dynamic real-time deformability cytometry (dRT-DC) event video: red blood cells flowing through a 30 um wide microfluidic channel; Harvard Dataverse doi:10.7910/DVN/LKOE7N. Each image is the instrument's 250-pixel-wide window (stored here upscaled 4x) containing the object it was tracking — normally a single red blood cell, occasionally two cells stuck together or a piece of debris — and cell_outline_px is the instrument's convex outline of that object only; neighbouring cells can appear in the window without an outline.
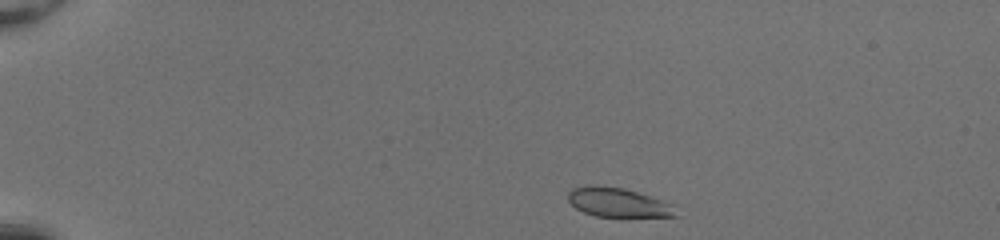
{"species": "common noctule bat (a hibernating species)", "species_latin": "Nyctalus noctula", "temperature_condition": "room temperature", "stored_images_in_passage": 42, "camera_frame_rate_fps": 3000, "um_per_image_px": 0.085, "animal": {"sex": "female", "body_mass_g": 20.0, "forearm_length_mm": 54.0}, "frame": {"image": 1, "passage_image": 1, "time_ms": 0.0, "image_size_px": [1000, 240], "cell_outline_px": [[680, 216], [620, 220], [596, 216], [584, 212], [576, 208], [568, 200], [568, 192], [572, 188], [588, 184], [592, 184], [624, 188], [672, 204]], "centroid_in_image_um": [52.57, 17.27], "position_along_channel_um": 32.4, "area_um2": 19.36}}
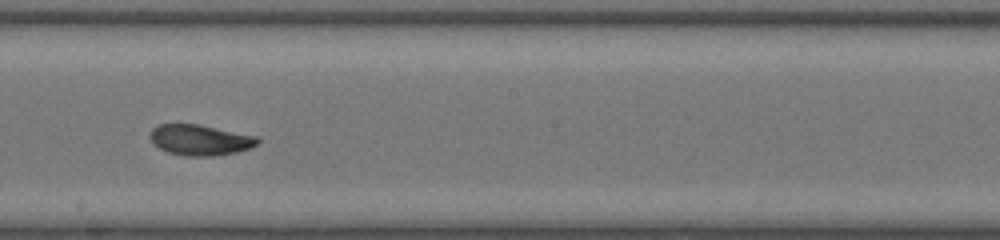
{"frame": {"image": 2, "passage_image": 22, "time_ms": 7.0, "image_size_px": [1000, 240], "cell_outline_px": [[260, 140], [252, 148], [236, 152], [212, 156], [188, 156], [168, 152], [152, 144], [148, 136], [152, 128], [156, 124], [200, 124], [256, 136]], "centroid_in_image_um": [16.97, 11.89], "position_along_channel_um": 231.2, "area_um2": 19.36}}
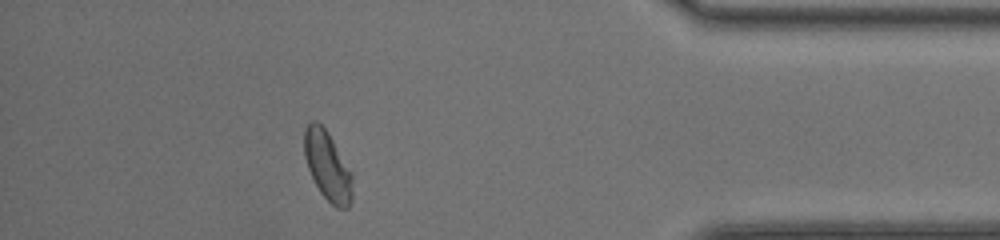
{"frame": {"image": 3, "passage_image": 37, "time_ms": 12.0, "image_size_px": [1000, 240], "cell_outline_px": [[352, 200], [348, 208], [336, 208], [320, 192], [308, 168], [304, 156], [304, 128], [312, 120], [316, 120], [328, 132], [352, 172]], "centroid_in_image_um": [27.84, 14.09], "position_along_channel_um": 407.4, "area_um2": 19.42}, "authors_computed_cell_mechanics": {"area_um2": 19.363, "velocity_mm_per_s": 4.1572, "shape_relaxation_time_tau1_ms": 3.6813, "shape_relaxation_time_tau2_ms": 1.0349, "deformation_change_tau1": 0.1351, "deformation_change_tau2": 0.0417}}